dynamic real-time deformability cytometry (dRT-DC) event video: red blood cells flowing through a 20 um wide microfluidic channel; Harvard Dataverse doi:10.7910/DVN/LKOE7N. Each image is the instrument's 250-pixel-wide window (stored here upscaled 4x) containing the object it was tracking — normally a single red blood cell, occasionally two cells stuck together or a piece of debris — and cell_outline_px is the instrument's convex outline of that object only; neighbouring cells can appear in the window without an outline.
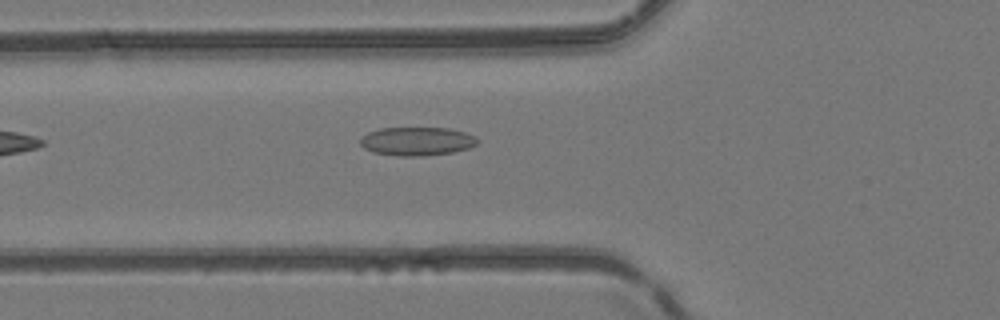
{"species": "common noctule bat (a hibernating species)", "species_latin": "Nyctalus noctula", "temperature_condition": "room temperature", "stored_images_in_passage": 11, "camera_frame_rate_fps": 3000, "um_per_image_px": 0.085, "animal": {"sex": "female", "body_mass_g": 24.6, "forearm_length_mm": 56.2}, "frame": {"image": 1, "passage_image": 2, "time_ms": 0.333, "image_size_px": [1000, 320], "cell_outline_px": [[480, 140], [476, 144], [468, 148], [452, 152], [424, 156], [396, 156], [372, 152], [364, 148], [360, 144], [360, 136], [368, 132], [380, 128], [448, 128], [464, 132], [476, 136]], "centroid_in_image_um": [35.41, 12.01], "position_along_channel_um": 90.4, "area_um2": 19.65}}